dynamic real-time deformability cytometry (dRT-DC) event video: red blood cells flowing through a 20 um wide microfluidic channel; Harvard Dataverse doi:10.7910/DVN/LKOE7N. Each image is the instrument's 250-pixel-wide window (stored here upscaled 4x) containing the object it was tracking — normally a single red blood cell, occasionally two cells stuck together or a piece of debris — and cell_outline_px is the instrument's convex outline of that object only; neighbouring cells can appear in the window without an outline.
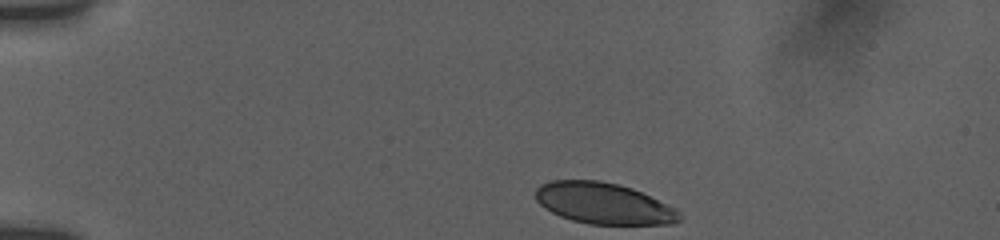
{"species": "human", "species_latin": "Homo sapiens", "temperature_condition": "room temperature", "stored_images_in_passage": 11, "camera_frame_rate_fps": 3000, "um_per_image_px": 0.085, "donor": {"sex": "female"}, "frame": {"image": 1, "passage_image": 1, "time_ms": 0.0, "image_size_px": [1000, 240], "cell_outline_px": [[680, 220], [672, 224], [588, 224], [572, 220], [560, 216], [544, 208], [536, 200], [536, 188], [540, 184], [552, 180], [600, 180], [620, 184], [632, 188], [676, 208], [680, 212]], "centroid_in_image_um": [51.3, 17.28], "position_along_channel_um": 33.7, "area_um2": 34.62}}
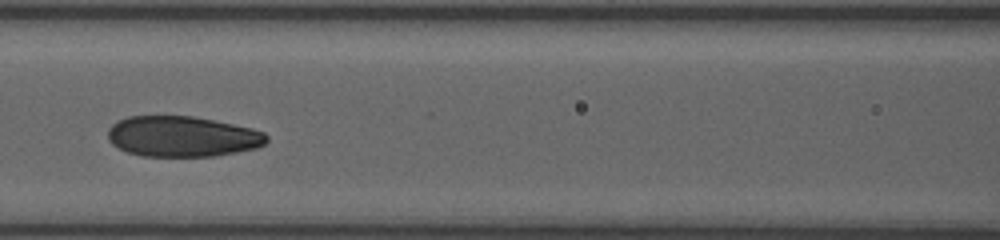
{"frame": {"image": 2, "passage_image": 7, "time_ms": 5.0, "image_size_px": [1000, 240], "cell_outline_px": [[268, 140], [264, 144], [256, 148], [216, 156], [140, 156], [128, 152], [112, 144], [108, 140], [108, 128], [116, 120], [128, 116], [192, 116], [252, 128], [264, 132], [268, 136]], "centroid_in_image_um": [15.47, 11.6], "position_along_channel_um": 151.1, "area_um2": 37.63}}
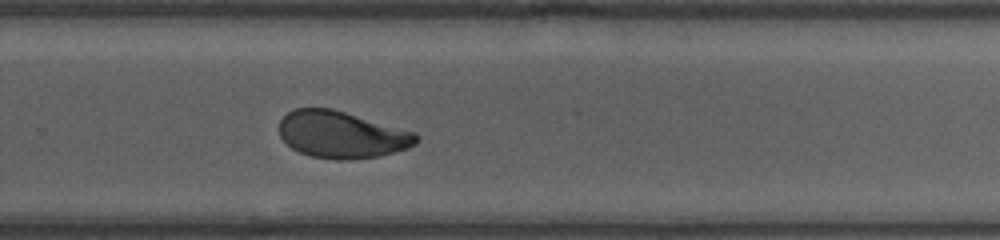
{"frame": {"image": 3, "passage_image": 11, "time_ms": 9.0, "image_size_px": [1000, 240], "cell_outline_px": [[420, 140], [416, 144], [408, 148], [380, 156], [352, 160], [336, 160], [312, 156], [300, 152], [292, 148], [280, 136], [280, 120], [288, 112], [296, 108], [332, 108], [416, 132], [420, 136]], "centroid_in_image_um": [29.09, 11.45], "position_along_channel_um": 300.7, "area_um2": 37.63}}